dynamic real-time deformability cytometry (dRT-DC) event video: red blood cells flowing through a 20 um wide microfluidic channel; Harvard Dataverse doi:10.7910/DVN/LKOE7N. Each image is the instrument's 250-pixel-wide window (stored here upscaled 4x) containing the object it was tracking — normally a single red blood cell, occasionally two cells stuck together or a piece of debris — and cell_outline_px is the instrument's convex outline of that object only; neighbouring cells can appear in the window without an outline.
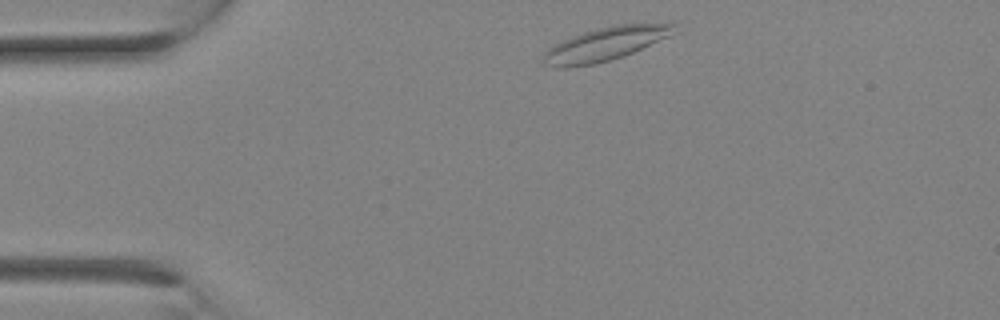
{"species": "Egyptian fruit bat (a non-hibernating species)", "species_latin": "Rousettus aegyptiacus", "temperature_condition": "room temperature", "stored_images_in_passage": 22, "camera_frame_rate_fps": 3000, "um_per_image_px": 0.085, "animal": {"sex": "female"}, "frame": {"image": 1, "passage_image": 1, "time_ms": 0.0, "image_size_px": [1000, 320], "cell_outline_px": [[676, 24], [668, 36], [624, 56], [592, 64], [564, 68], [556, 68], [544, 64], [544, 52], [552, 44], [572, 36], [584, 32], [616, 24]], "centroid_in_image_um": [51.34, 3.76], "position_along_channel_um": 33.7, "area_um2": 24.85}}
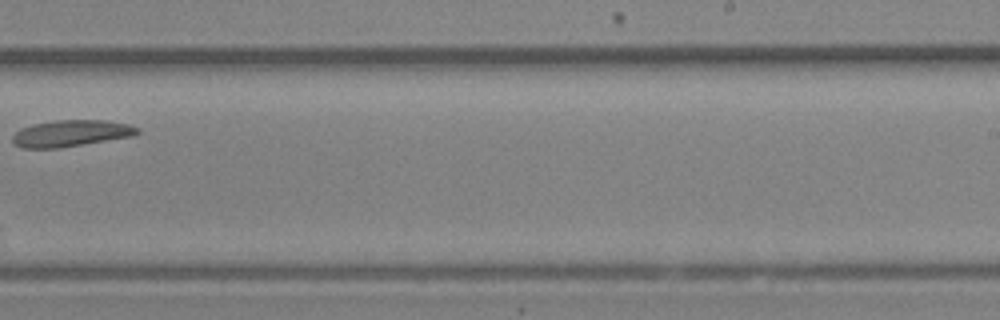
{"frame": {"image": 2, "passage_image": 13, "time_ms": 4.0, "image_size_px": [1000, 320], "cell_outline_px": [[140, 132], [132, 136], [56, 148], [20, 148], [12, 140], [12, 136], [20, 128], [32, 124], [52, 120], [104, 120], [128, 124], [140, 128]], "centroid_in_image_um": [6.01, 11.32], "position_along_channel_um": 283.0, "area_um2": 19.19}}
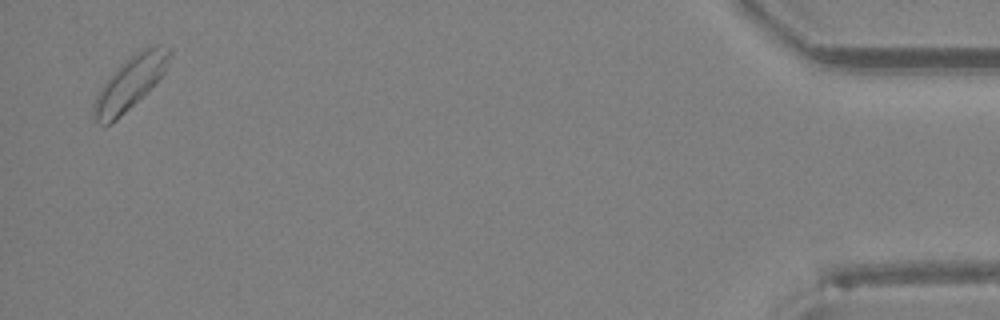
{"frame": {"image": 3, "passage_image": 22, "time_ms": 7.0, "image_size_px": [1000, 320], "cell_outline_px": [[172, 52], [164, 72], [116, 120], [108, 124], [96, 124], [92, 116], [92, 108], [96, 96], [100, 88], [116, 68], [120, 64], [132, 56], [148, 48], [160, 44], [172, 48]], "centroid_in_image_um": [11.0, 7.06], "position_along_channel_um": 424.2, "area_um2": 22.43}}